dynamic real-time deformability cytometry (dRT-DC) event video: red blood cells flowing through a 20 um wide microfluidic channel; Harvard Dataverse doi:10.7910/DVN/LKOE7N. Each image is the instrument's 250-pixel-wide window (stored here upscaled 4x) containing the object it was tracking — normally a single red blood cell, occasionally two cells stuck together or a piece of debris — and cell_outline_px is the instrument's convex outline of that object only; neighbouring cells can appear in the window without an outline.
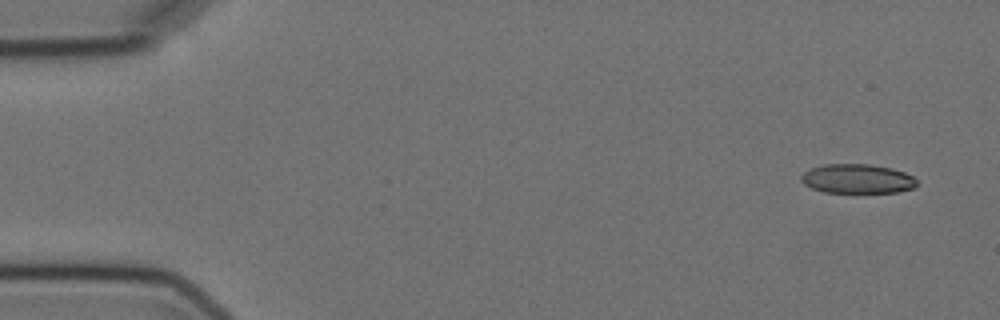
{"species": "Egyptian fruit bat (a non-hibernating species)", "species_latin": "Rousettus aegyptiacus", "temperature_condition": "cold", "stored_images_in_passage": 4, "camera_frame_rate_fps": 3000, "um_per_image_px": 0.085, "animal": {"sex": "female"}, "frame": {"image": 1, "passage_image": 1, "time_ms": 0.0, "image_size_px": [1000, 320], "cell_outline_px": [[916, 188], [900, 192], [824, 192], [812, 188], [804, 184], [800, 180], [800, 176], [804, 172], [812, 168], [824, 164], [872, 164], [892, 168], [904, 172], [912, 176], [916, 180]], "centroid_in_image_um": [72.88, 15.19], "position_along_channel_um": 12.1, "area_um2": 19.83}}
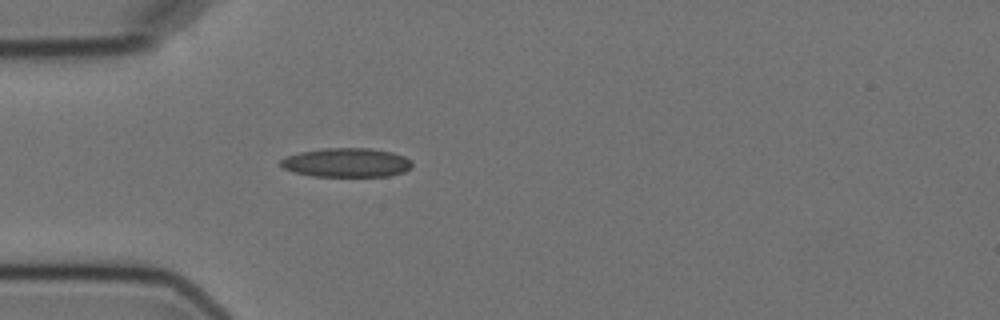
{"frame": {"image": 2, "passage_image": 4, "time_ms": 4.333, "image_size_px": [1000, 320], "cell_outline_px": [[412, 168], [404, 172], [388, 176], [312, 176], [292, 172], [284, 168], [280, 164], [280, 160], [288, 156], [300, 152], [324, 148], [368, 148], [392, 152], [404, 156], [412, 160]], "centroid_in_image_um": [29.48, 13.82], "position_along_channel_um": 55.5, "area_um2": 22.31}}